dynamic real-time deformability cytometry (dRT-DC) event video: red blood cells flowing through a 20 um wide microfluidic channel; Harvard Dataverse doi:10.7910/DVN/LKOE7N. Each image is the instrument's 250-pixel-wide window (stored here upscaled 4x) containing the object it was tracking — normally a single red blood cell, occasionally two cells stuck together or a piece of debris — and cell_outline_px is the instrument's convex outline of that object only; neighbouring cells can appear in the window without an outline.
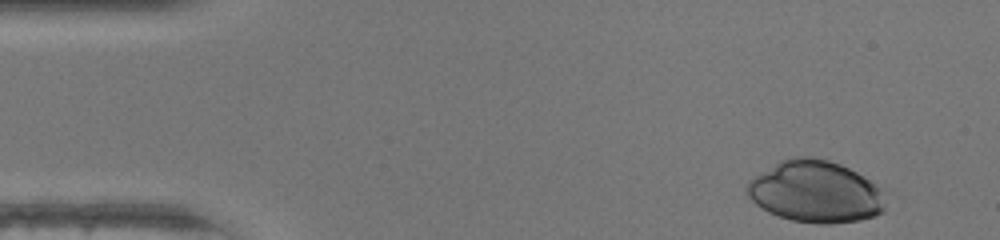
{"species": "human", "species_latin": "Homo sapiens", "temperature_condition": "warm", "stored_images_in_passage": 44, "camera_frame_rate_fps": 3000, "um_per_image_px": 0.085, "donor": {"sex": "female"}, "frame": {"image": 1, "passage_image": 1, "time_ms": 0.0, "image_size_px": [1000, 240], "cell_outline_px": [[884, 212], [876, 216], [860, 220], [832, 224], [820, 224], [792, 220], [768, 212], [756, 204], [748, 196], [748, 180], [780, 160], [796, 156], [812, 156], [828, 160], [840, 164], [856, 172], [880, 188], [884, 204]], "centroid_in_image_um": [69.31, 16.3], "position_along_channel_um": 15.7, "area_um2": 49.65}}
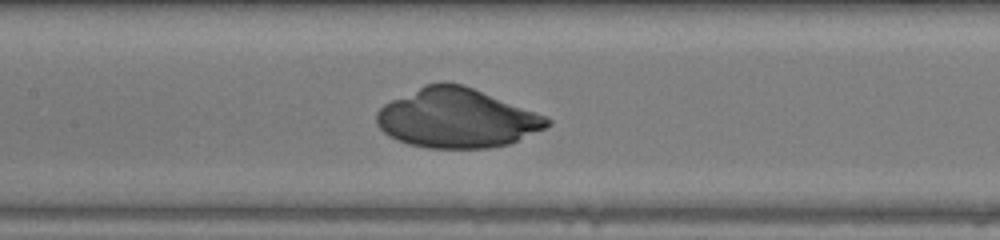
{"frame": {"image": 2, "passage_image": 19, "time_ms": 6.0, "image_size_px": [1000, 240], "cell_outline_px": [[552, 124], [544, 128], [508, 144], [488, 148], [428, 148], [408, 144], [396, 140], [388, 136], [376, 124], [376, 112], [384, 104], [424, 84], [464, 84], [548, 116], [552, 120]], "centroid_in_image_um": [38.83, 10.05], "position_along_channel_um": 168.6, "area_um2": 58.78}}
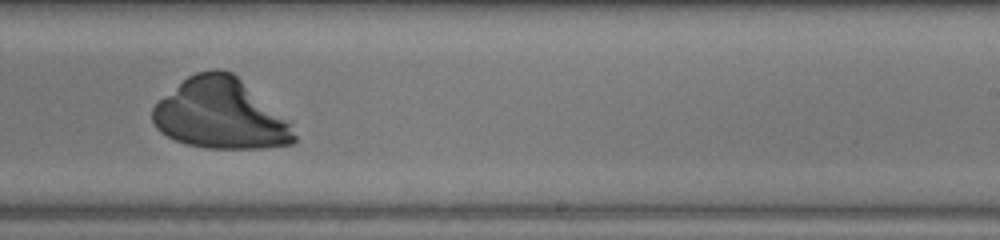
{"frame": {"image": 3, "passage_image": 26, "time_ms": 8.333, "image_size_px": [1000, 240], "cell_outline_px": [[296, 140], [292, 144], [264, 148], [204, 148], [184, 144], [160, 132], [156, 128], [152, 120], [152, 108], [160, 100], [188, 76], [196, 72], [212, 68], [220, 68], [232, 72], [292, 120], [296, 136]], "centroid_in_image_um": [18.8, 9.69], "position_along_channel_um": 270.2, "area_um2": 58.67}}